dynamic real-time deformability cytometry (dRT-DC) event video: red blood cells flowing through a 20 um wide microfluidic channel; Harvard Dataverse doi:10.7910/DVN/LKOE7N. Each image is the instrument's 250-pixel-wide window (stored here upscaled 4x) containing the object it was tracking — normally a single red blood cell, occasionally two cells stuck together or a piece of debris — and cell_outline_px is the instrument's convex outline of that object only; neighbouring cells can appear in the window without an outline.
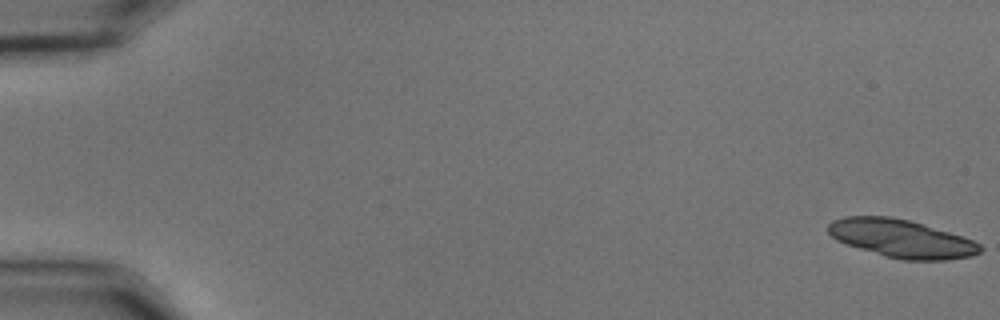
{"species": "common noctule bat (a hibernating species)", "species_latin": "Nyctalus noctula", "temperature_condition": "cold", "stored_images_in_passage": 22, "camera_frame_rate_fps": 3000, "um_per_image_px": 0.085, "animal": {"sex": "male", "body_mass_g": 15.6}, "frame": {"image": 1, "passage_image": 1, "time_ms": 0.0, "image_size_px": [1000, 320], "cell_outline_px": [[984, 248], [980, 252], [972, 256], [944, 260], [900, 260], [860, 248], [836, 240], [828, 232], [828, 224], [832, 220], [844, 216], [892, 216], [924, 224], [972, 240], [980, 244]], "centroid_in_image_um": [76.62, 20.27], "position_along_channel_um": 8.4, "area_um2": 33.47}}
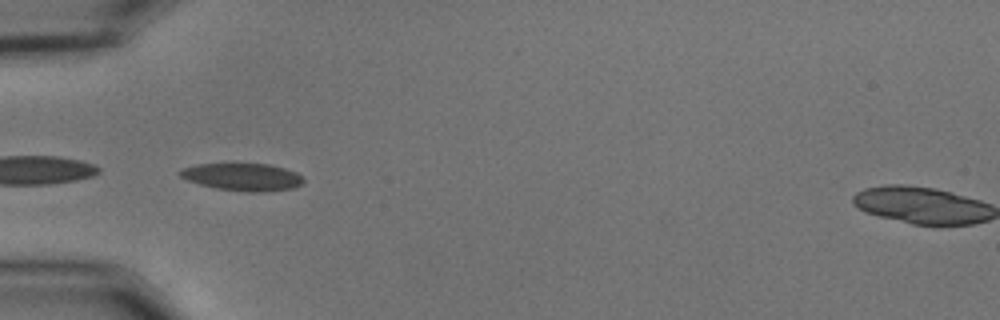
{"frame": {"image": 2, "passage_image": 19, "time_ms": 6.0, "image_size_px": [1000, 320], "cell_outline_px": [[304, 180], [300, 184], [292, 188], [264, 192], [248, 192], [216, 188], [200, 184], [188, 180], [180, 176], [176, 172], [180, 168], [196, 164], [268, 164], [284, 168], [296, 172]], "centroid_in_image_um": [20.57, 15.03], "position_along_channel_um": 64.4, "area_um2": 19.65}}